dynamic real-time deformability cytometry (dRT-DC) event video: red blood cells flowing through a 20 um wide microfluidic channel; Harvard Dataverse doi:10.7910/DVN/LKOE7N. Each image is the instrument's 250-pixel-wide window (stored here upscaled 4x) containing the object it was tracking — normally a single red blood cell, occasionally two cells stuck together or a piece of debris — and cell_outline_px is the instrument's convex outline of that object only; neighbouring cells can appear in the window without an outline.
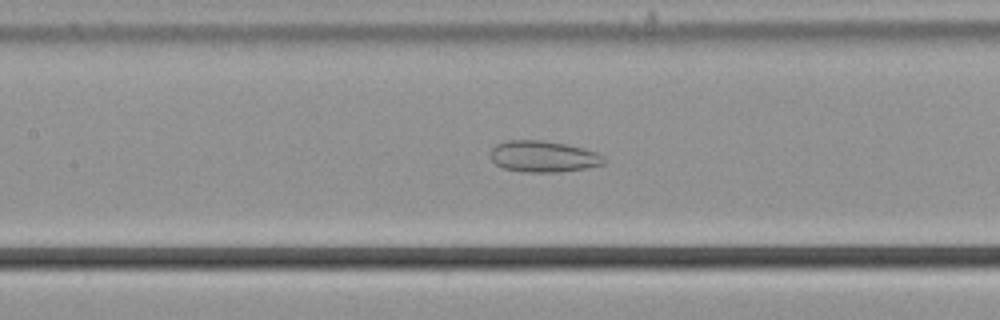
{"species": "common noctule bat (a hibernating species)", "species_latin": "Nyctalus noctula", "temperature_condition": "cold", "stored_images_in_passage": 57, "camera_frame_rate_fps": 3000, "um_per_image_px": 0.085, "animal": {"sex": "male", "body_mass_g": 21.5, "forearm_length_mm": 52.0}, "frame": {"image": 1, "passage_image": 27, "time_ms": 8.667, "image_size_px": [1000, 320], "cell_outline_px": [[604, 164], [588, 168], [560, 172], [520, 172], [504, 168], [496, 164], [492, 160], [492, 148], [496, 144], [504, 140], [544, 140], [584, 148], [596, 152], [604, 156]], "centroid_in_image_um": [46.19, 13.3], "position_along_channel_um": 161.2, "area_um2": 20.81}}
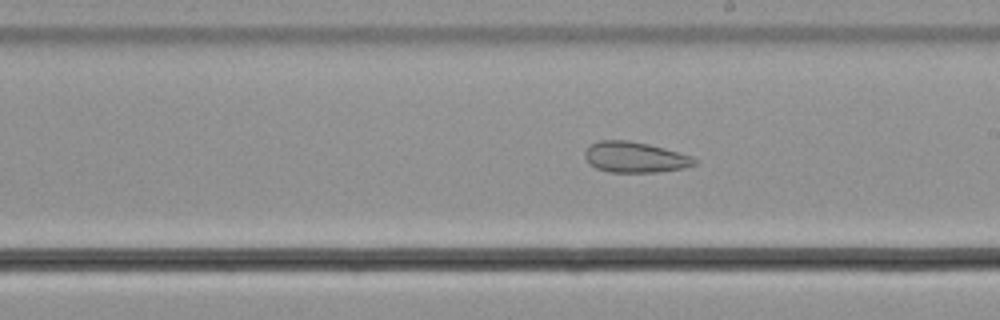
{"frame": {"image": 2, "passage_image": 33, "time_ms": 10.667, "image_size_px": [1000, 320], "cell_outline_px": [[696, 164], [684, 168], [656, 172], [608, 172], [596, 168], [588, 164], [584, 156], [584, 152], [588, 144], [600, 140], [628, 140], [648, 144], [664, 148], [692, 156], [696, 160]], "centroid_in_image_um": [53.91, 13.36], "position_along_channel_um": 235.1, "area_um2": 19.77}}
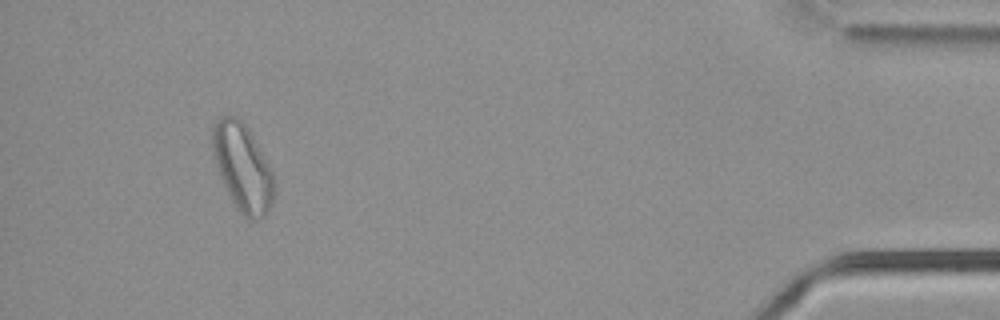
{"frame": {"image": 3, "passage_image": 53, "time_ms": 17.333, "image_size_px": [1000, 320], "cell_outline_px": [[276, 188], [272, 204], [264, 216], [256, 220], [252, 220], [244, 216], [236, 208], [216, 168], [212, 152], [212, 128], [216, 120], [220, 116], [236, 116], [248, 128], [276, 176]], "centroid_in_image_um": [20.64, 14.24], "position_along_channel_um": 414.6, "area_um2": 31.67}, "authors_computed_cell_mechanics": {"area_um2": 28.6688, "velocity_mm_per_s": 3.7005, "shape_relaxation_time_tau1_ms": null, "shape_relaxation_time_tau2_ms": 4.5911, "deformation_change_tau1": null, "deformation_change_tau2": 0.1138}}